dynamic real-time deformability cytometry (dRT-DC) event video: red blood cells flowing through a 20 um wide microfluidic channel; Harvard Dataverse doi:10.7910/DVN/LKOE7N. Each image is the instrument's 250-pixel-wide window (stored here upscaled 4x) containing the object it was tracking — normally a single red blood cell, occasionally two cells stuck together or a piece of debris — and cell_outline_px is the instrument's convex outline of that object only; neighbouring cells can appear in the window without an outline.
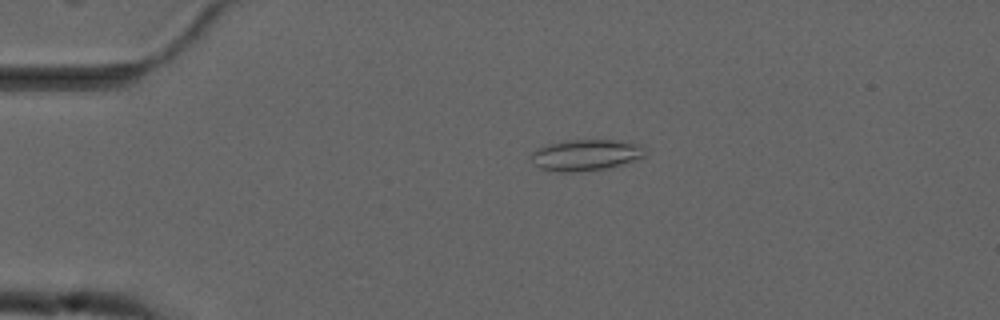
{"species": "common noctule bat (a hibernating species)", "species_latin": "Nyctalus noctula", "temperature_condition": "cold", "stored_images_in_passage": 50, "camera_frame_rate_fps": 3000, "um_per_image_px": 0.085, "animal": {"sex": "male", "forearm_length_mm": 52.5}, "frame": {"image": 1, "passage_image": 7, "time_ms": 2.0, "image_size_px": [1000, 320], "cell_outline_px": [[648, 148], [644, 156], [624, 164], [604, 168], [572, 172], [560, 172], [540, 168], [532, 160], [532, 152], [536, 148], [548, 144], [564, 140], [616, 140], [644, 144]], "centroid_in_image_um": [49.85, 13.15], "position_along_channel_um": 35.2, "area_um2": 20.81}}
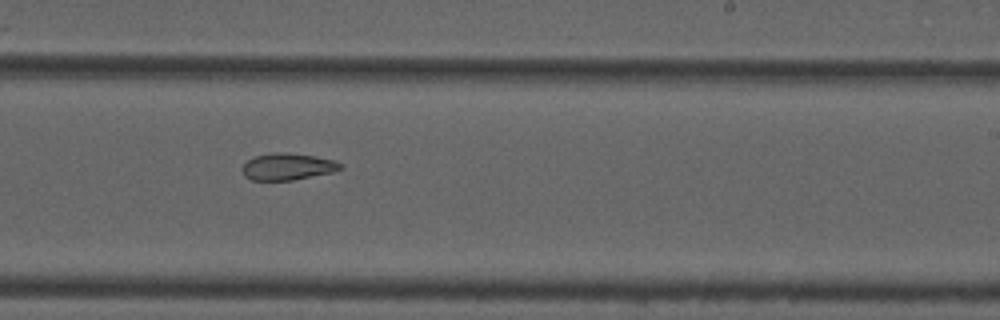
{"frame": {"image": 2, "passage_image": 29, "time_ms": 9.333, "image_size_px": [1000, 320], "cell_outline_px": [[344, 168], [332, 172], [292, 180], [252, 180], [244, 176], [240, 168], [252, 156], [272, 152], [288, 152], [336, 160], [344, 164]], "centroid_in_image_um": [24.44, 14.15], "position_along_channel_um": 264.6, "area_um2": 15.55}}
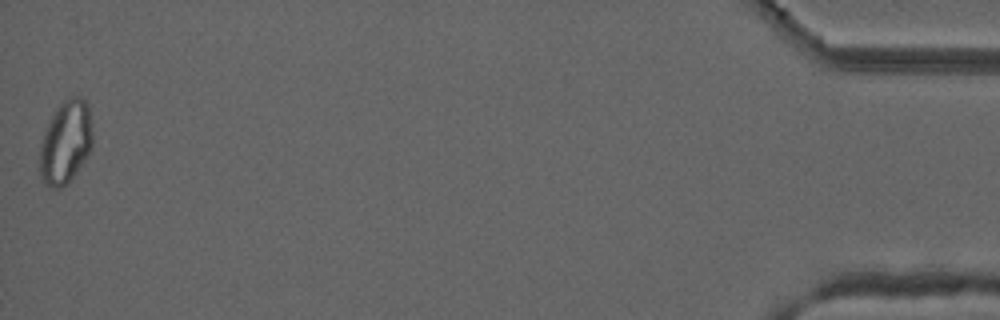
{"frame": {"image": 3, "passage_image": 50, "time_ms": 16.333, "image_size_px": [1000, 320], "cell_outline_px": [[92, 144], [84, 160], [68, 184], [60, 188], [52, 188], [44, 180], [40, 172], [40, 144], [48, 120], [56, 108], [64, 100], [72, 96], [80, 96], [88, 104], [92, 132]], "centroid_in_image_um": [5.57, 12.06], "position_along_channel_um": 429.6, "area_um2": 25.37}, "authors_computed_cell_mechanics": {"area_um2": 18.5538, "velocity_mm_per_s": 3.7164, "shape_relaxation_time_tau1_ms": null, "shape_relaxation_time_tau2_ms": 6.111, "deformation_change_tau1": null, "deformation_change_tau2": 0.1014}}